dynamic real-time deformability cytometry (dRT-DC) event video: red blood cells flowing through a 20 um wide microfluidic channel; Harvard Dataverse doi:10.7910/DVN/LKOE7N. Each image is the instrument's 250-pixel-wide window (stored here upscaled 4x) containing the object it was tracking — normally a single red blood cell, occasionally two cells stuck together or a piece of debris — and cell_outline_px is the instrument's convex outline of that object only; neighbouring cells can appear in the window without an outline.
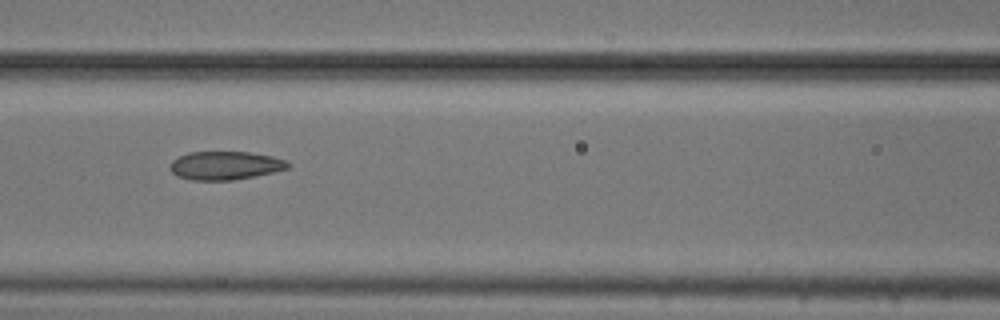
{"species": "common noctule bat (a hibernating species)", "species_latin": "Nyctalus noctula", "temperature_condition": "cold", "stored_images_in_passage": 10, "camera_frame_rate_fps": 3000, "um_per_image_px": 0.085, "animal": {"sex": "male", "body_mass_g": 20.5, "forearm_length_mm": 52.5}, "frame": {"image": 1, "passage_image": 6, "time_ms": 1.667, "image_size_px": [1000, 320], "cell_outline_px": [[288, 168], [256, 176], [232, 180], [192, 180], [176, 176], [172, 172], [168, 164], [172, 160], [188, 152], [248, 152], [272, 156], [284, 160], [288, 164]], "centroid_in_image_um": [19.08, 14.07], "position_along_channel_um": 147.5, "area_um2": 19.42}}
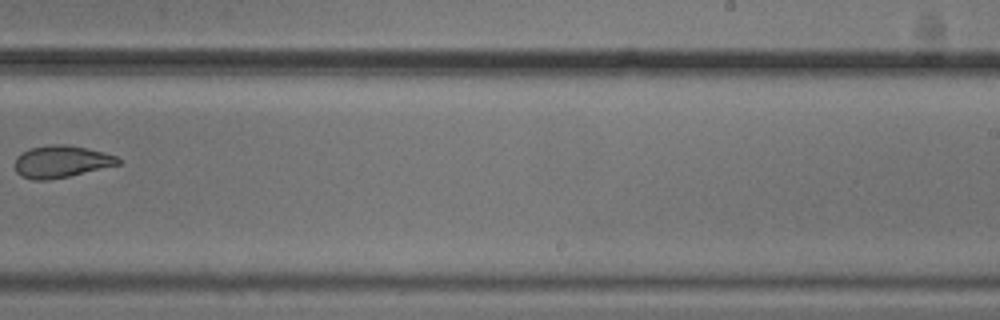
{"frame": {"image": 2, "passage_image": 9, "time_ms": 2.667, "image_size_px": [1000, 320], "cell_outline_px": [[120, 164], [68, 176], [48, 180], [32, 180], [20, 176], [16, 172], [16, 156], [20, 152], [28, 148], [52, 144], [64, 144], [104, 152], [116, 156], [120, 160]], "centroid_in_image_um": [5.16, 13.73], "position_along_channel_um": 283.8, "area_um2": 19.25}}
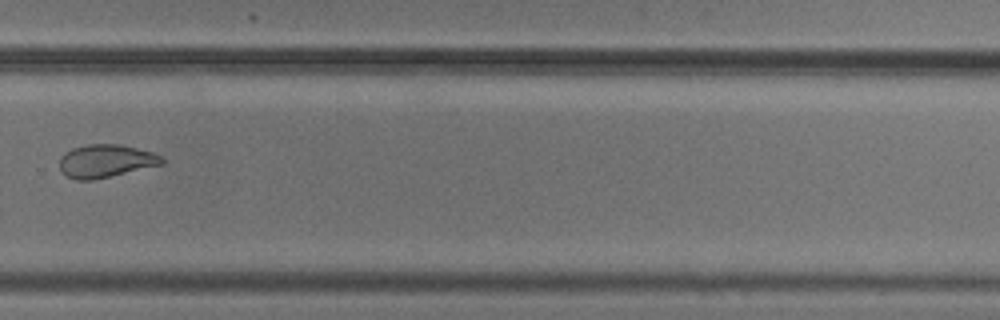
{"frame": {"image": 3, "passage_image": 10, "time_ms": 3.0, "image_size_px": [1000, 320], "cell_outline_px": [[164, 164], [92, 180], [76, 180], [60, 172], [60, 156], [64, 152], [72, 148], [88, 144], [120, 144], [152, 152], [160, 156], [164, 160]], "centroid_in_image_um": [8.96, 13.68], "position_along_channel_um": 320.8, "area_um2": 19.65}}